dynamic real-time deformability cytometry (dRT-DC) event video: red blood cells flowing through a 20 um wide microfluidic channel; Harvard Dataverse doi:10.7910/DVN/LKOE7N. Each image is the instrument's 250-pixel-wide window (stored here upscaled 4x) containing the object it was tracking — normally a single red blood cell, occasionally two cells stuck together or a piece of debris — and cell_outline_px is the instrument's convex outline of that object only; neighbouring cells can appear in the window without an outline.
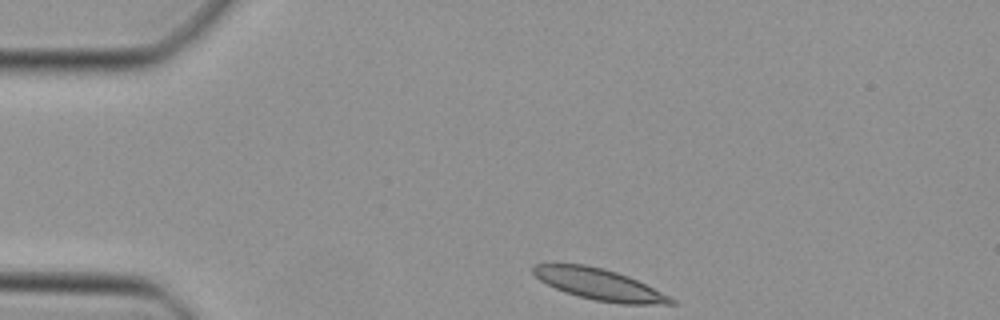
{"species": "Egyptian fruit bat (a non-hibernating species)", "species_latin": "Rousettus aegyptiacus", "temperature_condition": "cold", "stored_images_in_passage": 40, "camera_frame_rate_fps": 3000, "um_per_image_px": 0.085, "animal": {"sex": "female"}, "frame": {"image": 1, "passage_image": 1, "time_ms": 0.0, "image_size_px": [1000, 320], "cell_outline_px": [[676, 304], [620, 304], [596, 300], [580, 296], [556, 288], [540, 280], [532, 272], [532, 268], [536, 264], [584, 264], [604, 268], [628, 276], [676, 300]], "centroid_in_image_um": [50.94, 24.17], "position_along_channel_um": 34.1, "area_um2": 24.51}}
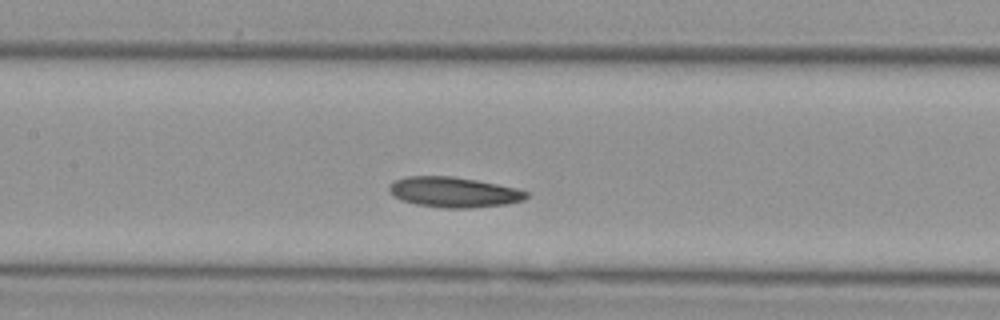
{"frame": {"image": 2, "passage_image": 14, "time_ms": 4.333, "image_size_px": [1000, 320], "cell_outline_px": [[528, 196], [524, 200], [504, 204], [472, 208], [440, 208], [416, 204], [400, 200], [392, 196], [388, 188], [396, 180], [408, 176], [452, 176], [476, 180], [516, 188], [528, 192]], "centroid_in_image_um": [38.55, 16.34], "position_along_channel_um": 168.8, "area_um2": 24.16}}
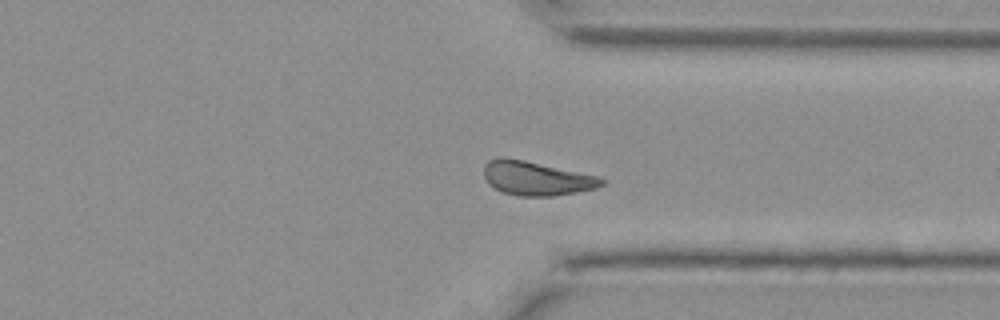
{"frame": {"image": 3, "passage_image": 28, "time_ms": 9.0, "image_size_px": [1000, 320], "cell_outline_px": [[608, 180], [604, 184], [596, 188], [576, 192], [552, 196], [516, 196], [500, 192], [492, 188], [488, 184], [484, 176], [484, 164], [488, 160], [500, 156], [504, 156], [524, 160], [600, 176]], "centroid_in_image_um": [45.57, 15.15], "position_along_channel_um": 365.8, "area_um2": 23.81}}